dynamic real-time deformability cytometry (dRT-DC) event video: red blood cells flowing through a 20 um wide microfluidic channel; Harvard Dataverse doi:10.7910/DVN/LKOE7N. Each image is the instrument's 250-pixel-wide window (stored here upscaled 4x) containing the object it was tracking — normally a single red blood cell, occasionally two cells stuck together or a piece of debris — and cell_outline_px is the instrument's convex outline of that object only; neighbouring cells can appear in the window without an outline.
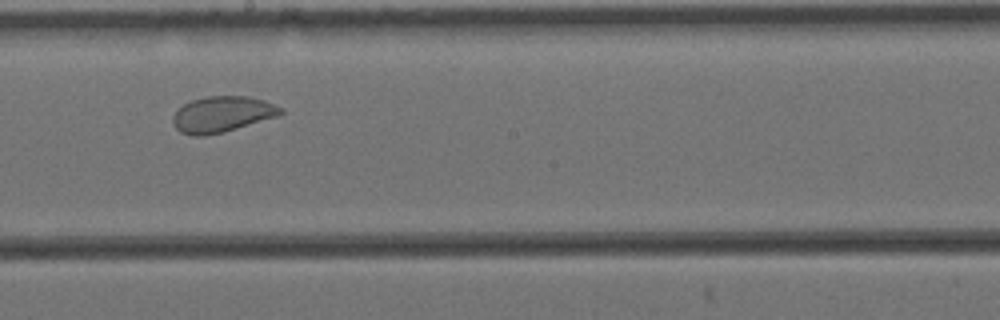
{"species": "Egyptian fruit bat (a non-hibernating species)", "species_latin": "Rousettus aegyptiacus", "temperature_condition": "cold", "stored_images_in_passage": 10, "camera_frame_rate_fps": 3000, "um_per_image_px": 0.085, "animal": {"sex": "female"}, "frame": {"image": 1, "passage_image": 7, "time_ms": 2.0, "image_size_px": [1000, 320], "cell_outline_px": [[284, 112], [276, 116], [224, 132], [204, 136], [192, 136], [180, 132], [176, 128], [172, 120], [172, 116], [184, 104], [192, 100], [208, 96], [248, 96], [264, 100], [284, 108]], "centroid_in_image_um": [18.88, 9.71], "position_along_channel_um": 229.3, "area_um2": 22.43}}
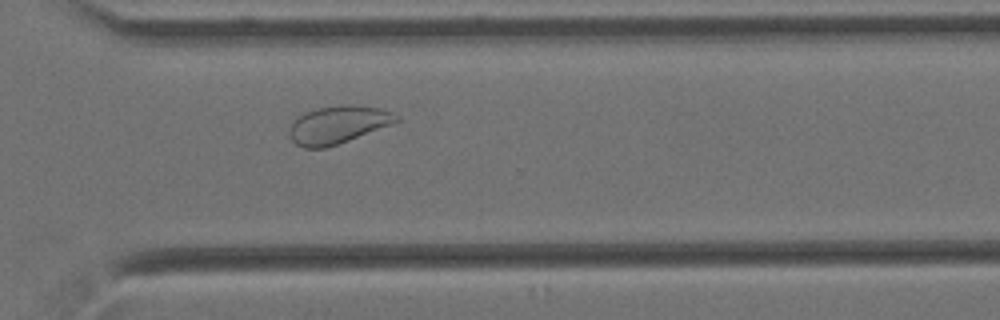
{"frame": {"image": 2, "passage_image": 10, "time_ms": 3.0, "image_size_px": [1000, 320], "cell_outline_px": [[400, 120], [392, 124], [348, 140], [324, 148], [304, 148], [296, 144], [292, 140], [288, 132], [288, 128], [304, 112], [316, 108], [340, 104], [344, 104], [380, 108], [392, 112], [400, 116]], "centroid_in_image_um": [28.72, 10.59], "position_along_channel_um": 341.9, "area_um2": 23.35}}